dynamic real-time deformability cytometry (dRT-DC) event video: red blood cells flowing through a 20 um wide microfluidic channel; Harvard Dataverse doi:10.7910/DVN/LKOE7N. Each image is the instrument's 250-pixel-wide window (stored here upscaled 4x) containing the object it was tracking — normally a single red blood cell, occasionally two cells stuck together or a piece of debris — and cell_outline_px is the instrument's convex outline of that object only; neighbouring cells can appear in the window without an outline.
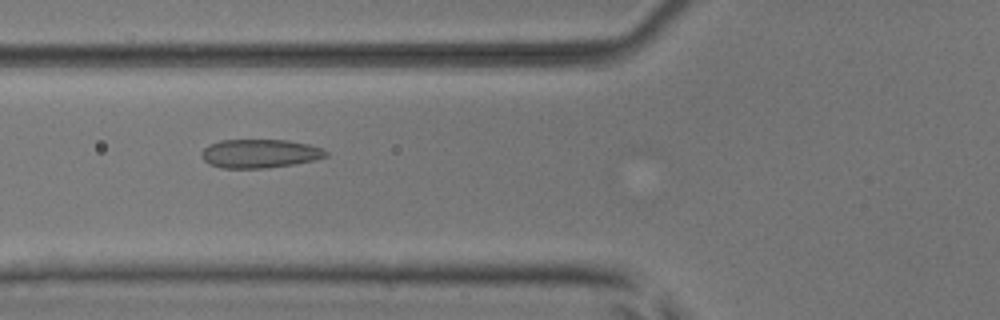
{"species": "common noctule bat (a hibernating species)", "species_latin": "Nyctalus noctula", "temperature_condition": "room temperature", "stored_images_in_passage": 37, "camera_frame_rate_fps": 3000, "um_per_image_px": 0.085, "animal": {"sex": "male", "body_mass_g": 17.9, "forearm_length_mm": 54.2}, "frame": {"image": 1, "passage_image": 6, "time_ms": 1.667, "image_size_px": [1000, 320], "cell_outline_px": [[328, 156], [312, 160], [292, 164], [264, 168], [220, 168], [208, 164], [200, 156], [200, 152], [208, 144], [220, 140], [288, 140], [308, 144], [320, 148], [328, 152]], "centroid_in_image_um": [22.01, 13.05], "position_along_channel_um": 103.8, "area_um2": 20.81}}
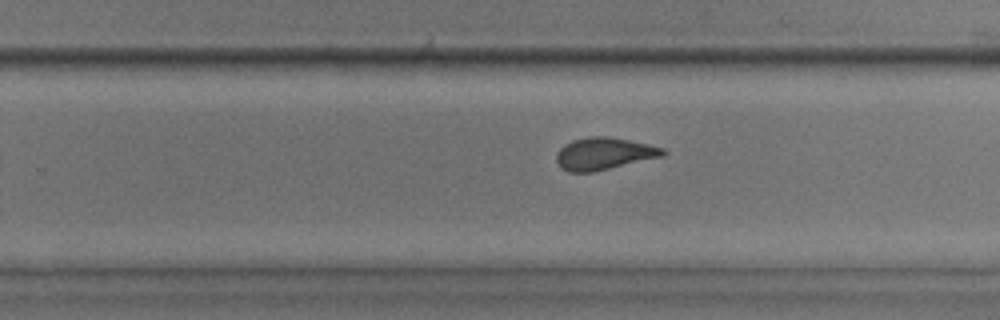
{"frame": {"image": 2, "passage_image": 19, "time_ms": 6.0, "image_size_px": [1000, 320], "cell_outline_px": [[668, 152], [664, 156], [592, 172], [568, 172], [560, 168], [556, 160], [556, 152], [564, 144], [572, 140], [588, 136], [608, 136], [648, 144], [664, 148]], "centroid_in_image_um": [51.32, 13.06], "position_along_channel_um": 278.5, "area_um2": 20.11}}
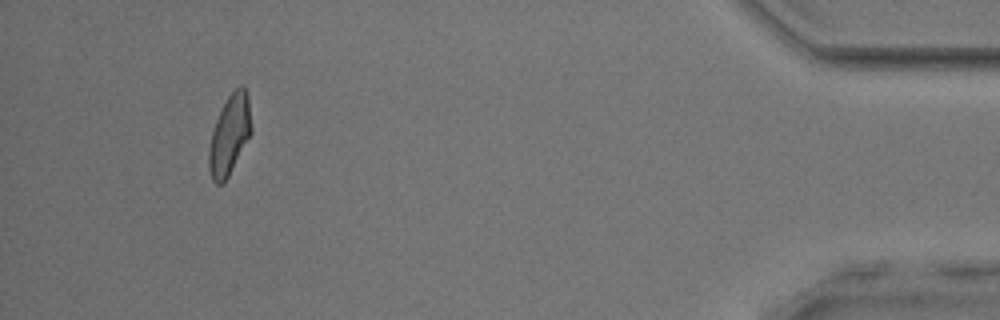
{"frame": {"image": 3, "passage_image": 34, "time_ms": 11.0, "image_size_px": [1000, 320], "cell_outline_px": [[252, 132], [224, 184], [216, 184], [212, 180], [208, 168], [208, 152], [212, 132], [216, 120], [228, 96], [240, 84], [244, 84], [248, 96], [252, 128]], "centroid_in_image_um": [19.51, 11.47], "position_along_channel_um": 415.7, "area_um2": 19.71}, "authors_computed_cell_mechanics": {"area_um2": 19.9988, "velocity_mm_per_s": 4.0432, "shape_relaxation_time_tau1_ms": null, "shape_relaxation_time_tau2_ms": 1.2947, "deformation_change_tau1": null, "deformation_change_tau2": 0.089}}